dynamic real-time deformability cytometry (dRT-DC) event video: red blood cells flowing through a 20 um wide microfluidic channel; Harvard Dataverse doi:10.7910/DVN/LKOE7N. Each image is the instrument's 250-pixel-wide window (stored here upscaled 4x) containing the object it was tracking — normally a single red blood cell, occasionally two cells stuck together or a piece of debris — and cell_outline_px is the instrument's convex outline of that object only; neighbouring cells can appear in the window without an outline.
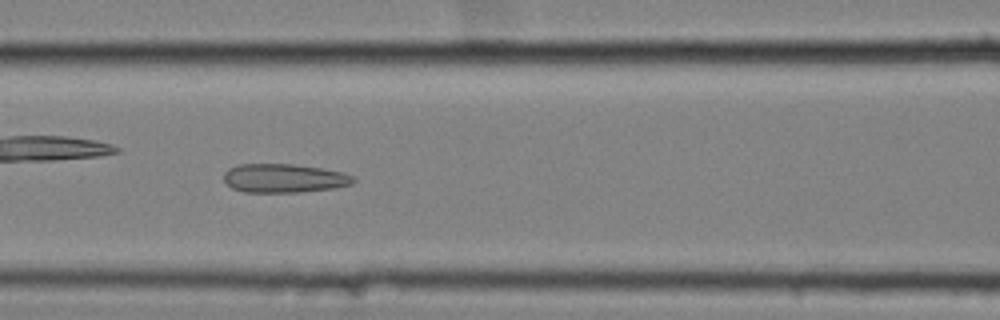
{"species": "common noctule bat (a hibernating species)", "species_latin": "Nyctalus noctula", "temperature_condition": "cold", "stored_images_in_passage": 51, "camera_frame_rate_fps": 3000, "um_per_image_px": 0.085, "animal": {"sex": "female", "body_mass_g": 25.1}, "frame": {"image": 1, "passage_image": 26, "time_ms": 8.333, "image_size_px": [1000, 320], "cell_outline_px": [[356, 180], [352, 184], [336, 188], [300, 192], [244, 192], [232, 188], [224, 180], [224, 172], [228, 168], [240, 164], [292, 164], [320, 168], [344, 172], [356, 176]], "centroid_in_image_um": [24.18, 15.15], "position_along_channel_um": 142.4, "area_um2": 21.91}}
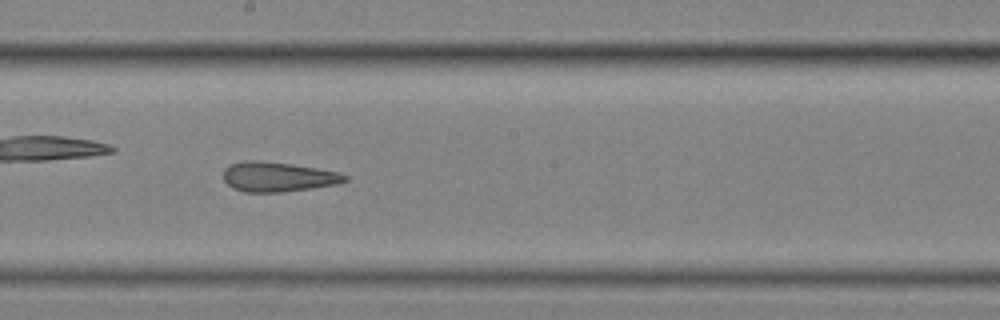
{"frame": {"image": 2, "passage_image": 33, "time_ms": 10.667, "image_size_px": [1000, 320], "cell_outline_px": [[348, 180], [336, 184], [312, 188], [280, 192], [244, 192], [232, 188], [224, 180], [224, 168], [228, 164], [244, 160], [256, 160], [292, 164], [340, 172], [348, 176]], "centroid_in_image_um": [23.6, 15.02], "position_along_channel_um": 224.6, "area_um2": 21.15}}
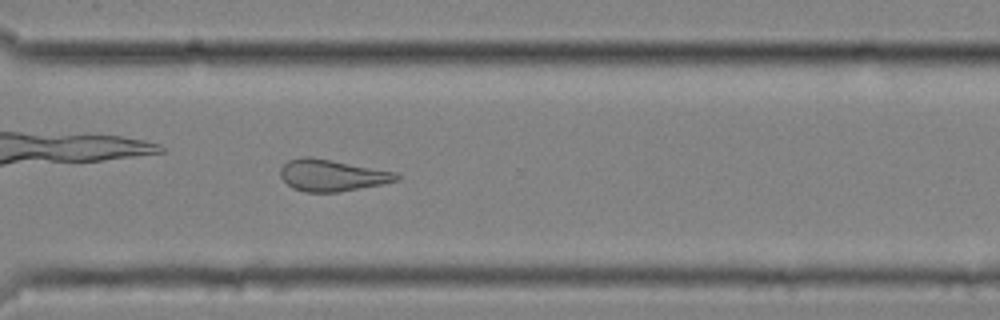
{"frame": {"image": 3, "passage_image": 43, "time_ms": 14.0, "image_size_px": [1000, 320], "cell_outline_px": [[400, 180], [380, 184], [336, 192], [304, 192], [292, 188], [280, 176], [280, 168], [288, 160], [304, 156], [308, 156], [332, 160], [396, 172], [400, 176]], "centroid_in_image_um": [28.19, 14.89], "position_along_channel_um": 342.4, "area_um2": 21.27}}